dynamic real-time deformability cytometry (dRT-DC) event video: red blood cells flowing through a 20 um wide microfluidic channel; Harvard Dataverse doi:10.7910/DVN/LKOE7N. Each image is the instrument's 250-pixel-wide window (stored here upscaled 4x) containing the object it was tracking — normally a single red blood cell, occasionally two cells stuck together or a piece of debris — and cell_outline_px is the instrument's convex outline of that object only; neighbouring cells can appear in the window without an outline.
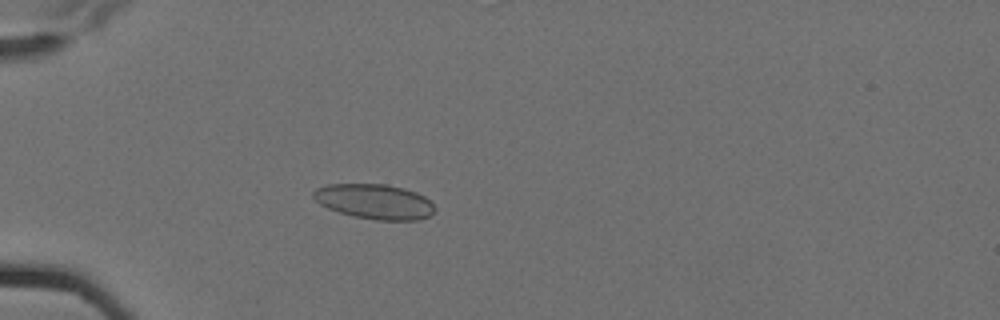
{"species": "Egyptian fruit bat (a non-hibernating species)", "species_latin": "Rousettus aegyptiacus", "temperature_condition": "cold", "stored_images_in_passage": 6, "camera_frame_rate_fps": 3000, "um_per_image_px": 0.085, "animal": {"sex": "female"}, "frame": {"image": 1, "passage_image": 6, "time_ms": 1.667, "image_size_px": [1000, 320], "cell_outline_px": [[436, 208], [428, 216], [416, 220], [376, 220], [352, 216], [328, 208], [320, 204], [312, 196], [312, 192], [316, 188], [328, 184], [384, 184], [404, 188], [416, 192], [424, 196]], "centroid_in_image_um": [31.81, 17.13], "position_along_channel_um": 53.2, "area_um2": 24.62}}